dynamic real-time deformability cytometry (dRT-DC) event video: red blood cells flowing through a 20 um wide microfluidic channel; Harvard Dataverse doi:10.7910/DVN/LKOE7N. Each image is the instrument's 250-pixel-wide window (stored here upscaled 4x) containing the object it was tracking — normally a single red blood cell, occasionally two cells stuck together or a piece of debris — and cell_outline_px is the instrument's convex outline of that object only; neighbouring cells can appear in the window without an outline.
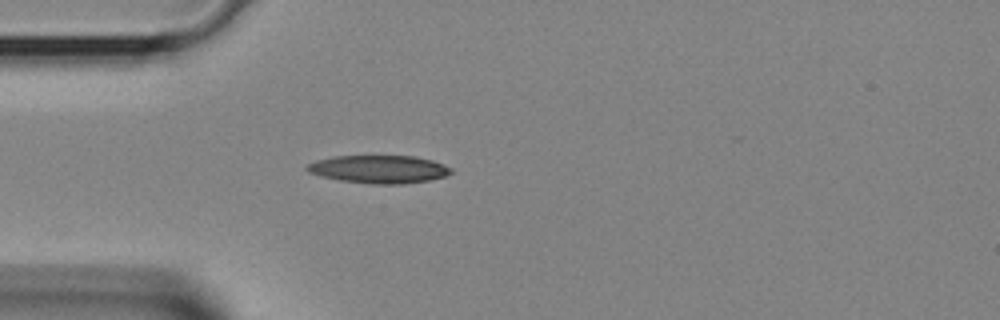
{"species": "Egyptian fruit bat (a non-hibernating species)", "species_latin": "Rousettus aegyptiacus", "temperature_condition": "room temperature", "stored_images_in_passage": 25, "camera_frame_rate_fps": 3000, "um_per_image_px": 0.085, "animal": {"sex": "female"}, "frame": {"image": 1, "passage_image": 1, "time_ms": 0.0, "image_size_px": [1000, 320], "cell_outline_px": [[452, 172], [448, 176], [428, 180], [404, 184], [372, 184], [340, 180], [320, 176], [308, 172], [304, 168], [308, 164], [316, 160], [336, 156], [416, 156], [432, 160], [444, 164], [452, 168]], "centroid_in_image_um": [32.23, 14.38], "position_along_channel_um": 52.8, "area_um2": 23.58}}
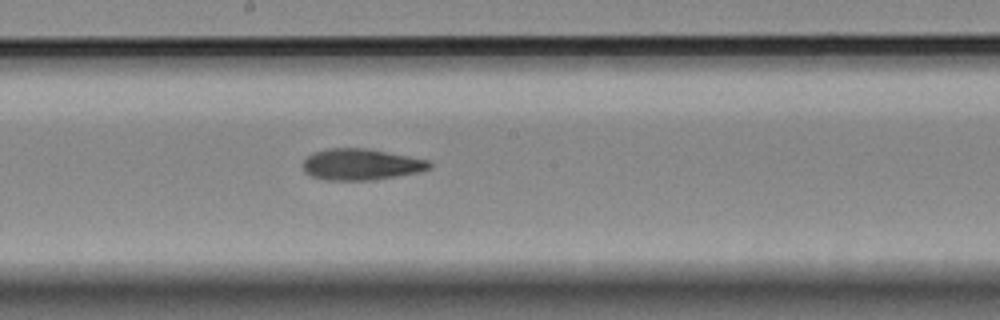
{"frame": {"image": 2, "passage_image": 11, "time_ms": 3.333, "image_size_px": [1000, 320], "cell_outline_px": [[432, 168], [420, 172], [372, 180], [324, 180], [312, 176], [304, 172], [304, 160], [312, 152], [328, 148], [368, 148], [428, 160], [432, 164]], "centroid_in_image_um": [30.69, 13.97], "position_along_channel_um": 217.5, "area_um2": 23.12}}
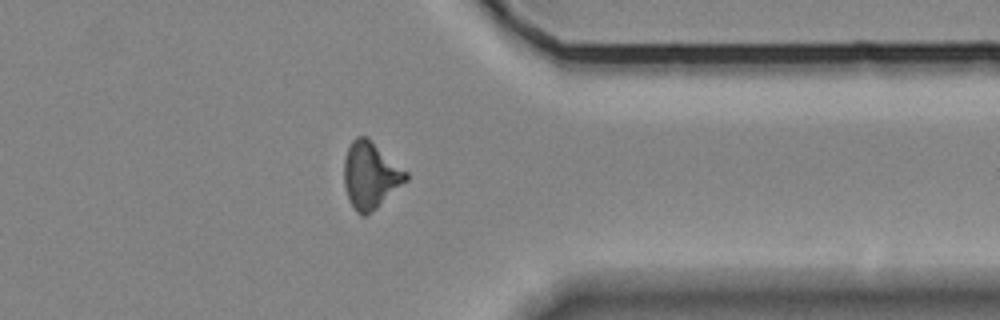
{"frame": {"image": 3, "passage_image": 21, "time_ms": 6.667, "image_size_px": [1000, 320], "cell_outline_px": [[408, 180], [376, 208], [364, 216], [360, 216], [356, 212], [348, 200], [344, 188], [344, 160], [348, 148], [352, 140], [356, 136], [368, 136], [408, 172]], "centroid_in_image_um": [31.48, 14.89], "position_along_channel_um": 379.9, "area_um2": 24.28}}